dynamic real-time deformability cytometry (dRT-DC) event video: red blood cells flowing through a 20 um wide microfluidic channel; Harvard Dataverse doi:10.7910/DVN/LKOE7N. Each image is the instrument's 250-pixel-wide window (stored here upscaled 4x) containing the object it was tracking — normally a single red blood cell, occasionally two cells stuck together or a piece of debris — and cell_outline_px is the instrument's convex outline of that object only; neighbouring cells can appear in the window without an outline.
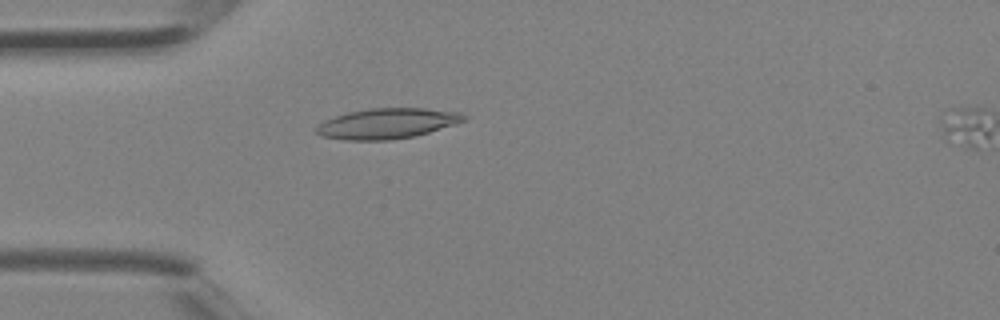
{"species": "Egyptian fruit bat (a non-hibernating species)", "species_latin": "Rousettus aegyptiacus", "temperature_condition": "room temperature", "stored_images_in_passage": 4, "segment_of_instrument_passage": [1, 2], "camera_frame_rate_fps": 3000, "um_per_image_px": 0.085, "animal": {"sex": "female"}, "frame": {"image": 1, "passage_image": 3, "time_ms": 0.667, "image_size_px": [1000, 320], "cell_outline_px": [[468, 116], [464, 120], [416, 136], [392, 140], [344, 140], [320, 136], [316, 132], [316, 128], [324, 120], [348, 112], [372, 108], [424, 108], [460, 112]], "centroid_in_image_um": [32.88, 10.5], "position_along_channel_um": 52.1, "area_um2": 25.95}}